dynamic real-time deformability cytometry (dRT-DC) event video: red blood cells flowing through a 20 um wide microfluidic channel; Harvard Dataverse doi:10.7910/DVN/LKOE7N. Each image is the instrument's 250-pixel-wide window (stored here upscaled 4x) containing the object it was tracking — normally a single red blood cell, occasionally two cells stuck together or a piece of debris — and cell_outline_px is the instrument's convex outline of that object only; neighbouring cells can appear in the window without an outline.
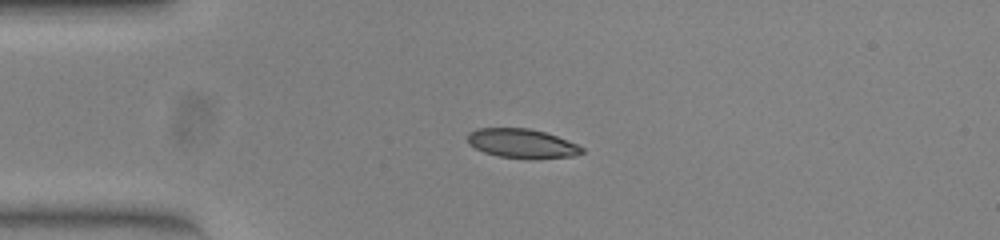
{"species": "common noctule bat (a hibernating species)", "species_latin": "Nyctalus noctula", "temperature_condition": "warm", "stored_images_in_passage": 41, "camera_frame_rate_fps": 3000, "um_per_image_px": 0.085, "animal": {"sex": "female", "body_mass_g": 23.0, "forearm_length_mm": 53.4}, "frame": {"image": 1, "passage_image": 1, "time_ms": 0.0, "image_size_px": [1000, 240], "cell_outline_px": [[584, 152], [572, 156], [500, 156], [484, 152], [468, 144], [468, 132], [480, 128], [528, 128], [544, 132], [556, 136], [576, 144], [584, 148]], "centroid_in_image_um": [44.31, 12.14], "position_along_channel_um": 40.7, "area_um2": 18.44}}
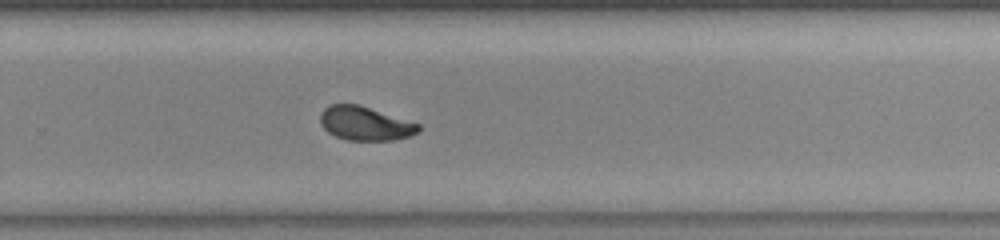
{"frame": {"image": 2, "passage_image": 23, "time_ms": 7.333, "image_size_px": [1000, 240], "cell_outline_px": [[420, 128], [416, 132], [408, 136], [392, 140], [348, 140], [336, 136], [328, 132], [320, 124], [320, 112], [324, 108], [332, 104], [360, 104], [420, 124]], "centroid_in_image_um": [31.0, 10.48], "position_along_channel_um": 298.8, "area_um2": 19.31}}
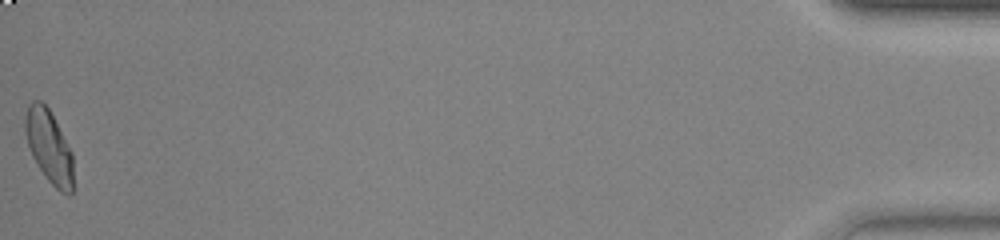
{"frame": {"image": 3, "passage_image": 41, "time_ms": 13.333, "image_size_px": [1000, 240], "cell_outline_px": [[72, 192], [68, 196], [60, 192], [48, 180], [32, 156], [28, 144], [24, 128], [24, 120], [28, 104], [32, 100], [40, 100], [48, 108], [72, 152]], "centroid_in_image_um": [4.15, 12.45], "position_along_channel_um": 431.0, "area_um2": 20.11}, "authors_computed_cell_mechanics": {"area_um2": 19.8254, "velocity_mm_per_s": 3.8917, "shape_relaxation_time_tau1_ms": 4.3464, "shape_relaxation_time_tau2_ms": 0.8179, "deformation_change_tau1": 0.1658, "deformation_change_tau2": 0.0401}}